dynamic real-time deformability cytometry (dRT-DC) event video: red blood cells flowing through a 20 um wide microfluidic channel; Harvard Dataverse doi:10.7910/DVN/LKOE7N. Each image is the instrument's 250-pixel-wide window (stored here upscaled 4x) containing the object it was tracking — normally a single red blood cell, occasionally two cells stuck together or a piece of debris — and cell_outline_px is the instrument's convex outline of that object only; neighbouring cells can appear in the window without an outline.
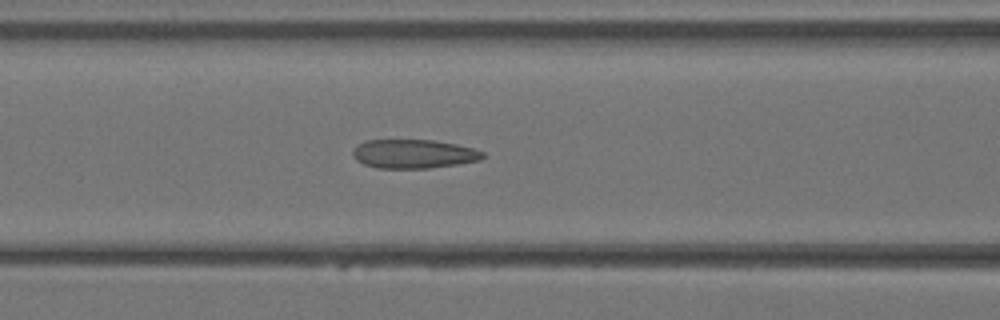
{"species": "Egyptian fruit bat (a non-hibernating species)", "species_latin": "Rousettus aegyptiacus", "temperature_condition": "warm", "stored_images_in_passage": 36, "camera_frame_rate_fps": 3000, "um_per_image_px": 0.085, "animal": {"sex": "female"}, "frame": {"image": 1, "passage_image": 15, "time_ms": 4.667, "image_size_px": [1000, 320], "cell_outline_px": [[484, 156], [480, 160], [456, 164], [428, 168], [376, 168], [364, 164], [356, 160], [352, 156], [352, 152], [360, 144], [368, 140], [436, 140], [456, 144], [472, 148], [484, 152]], "centroid_in_image_um": [35.16, 13.08], "position_along_channel_um": 131.4, "area_um2": 21.73}}
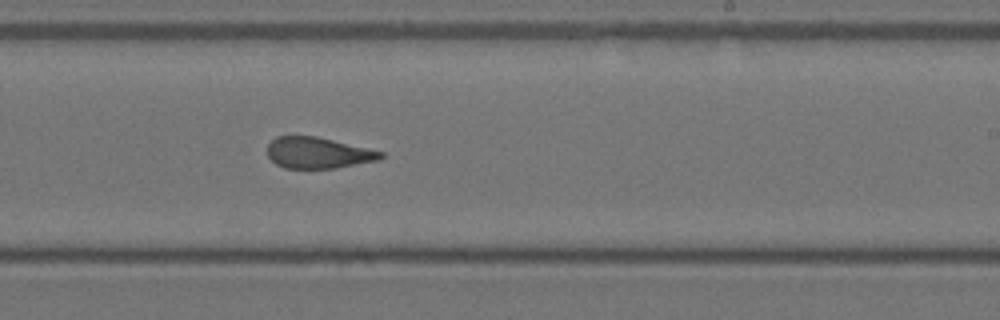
{"frame": {"image": 2, "passage_image": 22, "time_ms": 7.0, "image_size_px": [1000, 320], "cell_outline_px": [[384, 156], [380, 160], [336, 168], [284, 168], [276, 164], [268, 156], [268, 144], [276, 136], [316, 136], [368, 148], [384, 152]], "centroid_in_image_um": [27.05, 12.99], "position_along_channel_um": 262.0, "area_um2": 20.58}}
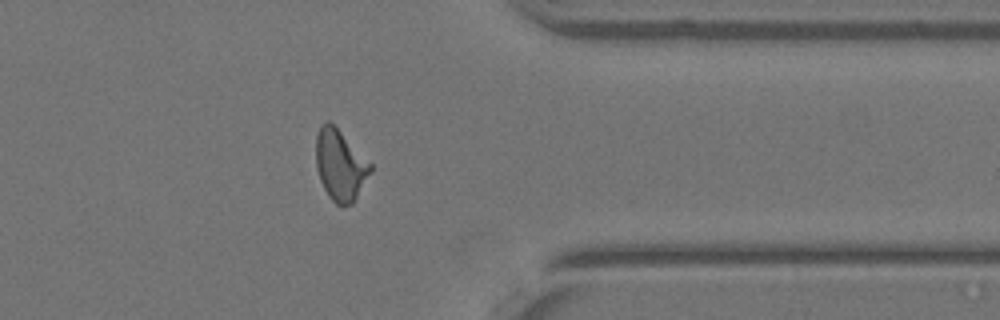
{"frame": {"image": 3, "passage_image": 29, "time_ms": 9.333, "image_size_px": [1000, 320], "cell_outline_px": [[372, 172], [356, 200], [352, 204], [336, 204], [328, 196], [320, 180], [316, 168], [316, 136], [320, 124], [324, 120], [328, 120], [372, 164]], "centroid_in_image_um": [28.91, 14.05], "position_along_channel_um": 382.5, "area_um2": 22.48}}